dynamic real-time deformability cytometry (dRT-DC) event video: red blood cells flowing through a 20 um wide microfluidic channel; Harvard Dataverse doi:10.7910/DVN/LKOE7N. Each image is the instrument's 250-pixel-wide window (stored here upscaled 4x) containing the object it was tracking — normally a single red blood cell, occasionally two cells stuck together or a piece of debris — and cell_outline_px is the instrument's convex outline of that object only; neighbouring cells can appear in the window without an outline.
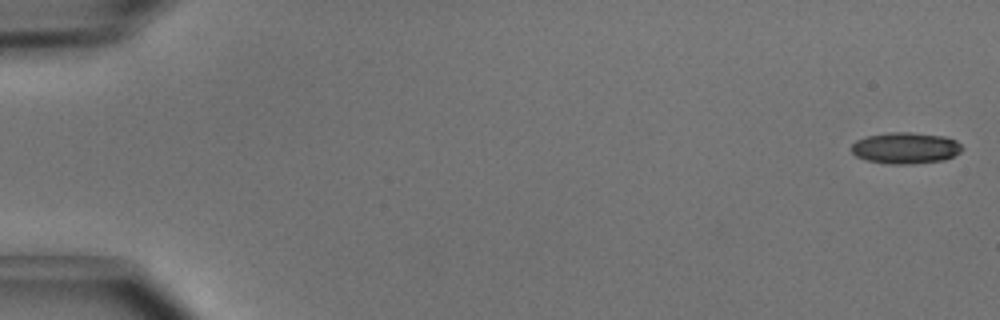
{"species": "common noctule bat (a hibernating species)", "species_latin": "Nyctalus noctula", "temperature_condition": "cold", "stored_images_in_passage": 50, "camera_frame_rate_fps": 3000, "um_per_image_px": 0.085, "animal": {"sex": "male", "body_mass_g": 15.6}, "frame": {"image": 1, "passage_image": 1, "time_ms": 0.0, "image_size_px": [1000, 320], "cell_outline_px": [[964, 148], [960, 152], [944, 160], [912, 164], [892, 164], [868, 160], [856, 156], [852, 152], [852, 144], [856, 140], [868, 136], [892, 132], [908, 132], [944, 136], [956, 140]], "centroid_in_image_um": [76.99, 12.58], "position_along_channel_um": 8.0, "area_um2": 20.06}}
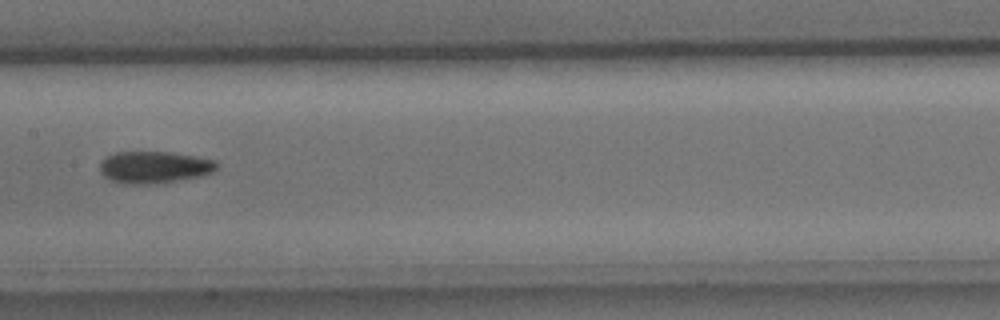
{"frame": {"image": 2, "passage_image": 26, "time_ms": 8.333, "image_size_px": [1000, 320], "cell_outline_px": [[220, 164], [212, 172], [200, 176], [164, 184], [124, 184], [112, 180], [104, 176], [100, 172], [100, 164], [108, 156], [116, 152], [168, 152], [196, 156], [216, 160]], "centroid_in_image_um": [13.15, 14.23], "position_along_channel_um": 194.2, "area_um2": 21.96}}
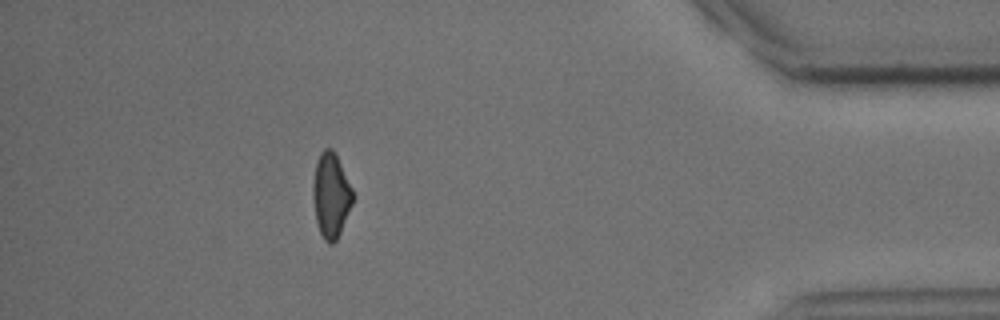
{"frame": {"image": 3, "passage_image": 45, "time_ms": 14.667, "image_size_px": [1000, 320], "cell_outline_px": [[356, 196], [340, 232], [336, 240], [332, 244], [328, 244], [324, 240], [320, 232], [316, 220], [312, 200], [312, 184], [316, 160], [320, 152], [324, 148], [332, 148]], "centroid_in_image_um": [28.12, 16.6], "position_along_channel_um": 407.1, "area_um2": 19.83}, "authors_computed_cell_mechanics": {"area_um2": 20.7213, "velocity_mm_per_s": 4.0397, "shape_relaxation_time_tau1_ms": 2.6539, "shape_relaxation_time_tau2_ms": null, "deformation_change_tau1": 0.0977, "deformation_change_tau2": null}}